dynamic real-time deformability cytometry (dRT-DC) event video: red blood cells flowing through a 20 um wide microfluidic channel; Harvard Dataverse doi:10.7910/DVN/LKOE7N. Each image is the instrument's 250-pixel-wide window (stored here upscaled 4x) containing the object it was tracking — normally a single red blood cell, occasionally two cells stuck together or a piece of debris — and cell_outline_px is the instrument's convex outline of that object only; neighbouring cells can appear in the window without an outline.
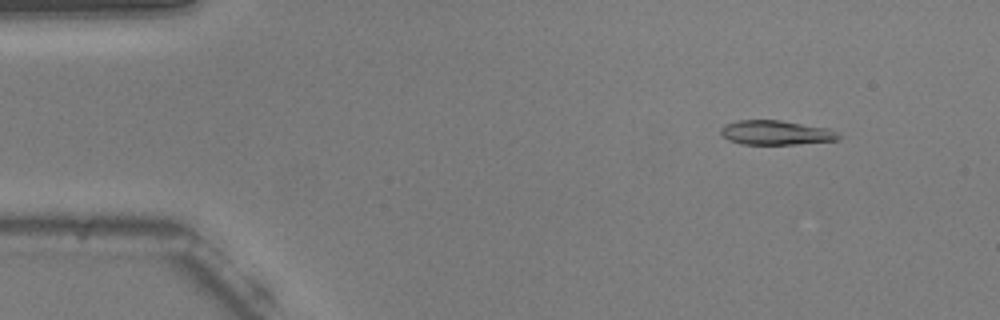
{"species": "common noctule bat (a hibernating species)", "species_latin": "Nyctalus noctula", "temperature_condition": "warm", "stored_images_in_passage": 53, "camera_frame_rate_fps": 3000, "um_per_image_px": 0.085, "animal": {"sex": "male", "body_mass_g": 20.5, "forearm_length_mm": 52.5}, "frame": {"image": 1, "passage_image": 5, "time_ms": 1.333, "image_size_px": [1000, 320], "cell_outline_px": [[840, 140], [796, 144], [740, 144], [728, 140], [720, 132], [720, 128], [724, 124], [740, 120], [780, 120], [828, 128], [836, 132], [840, 136]], "centroid_in_image_um": [65.94, 11.27], "position_along_channel_um": 19.1, "area_um2": 16.76}}
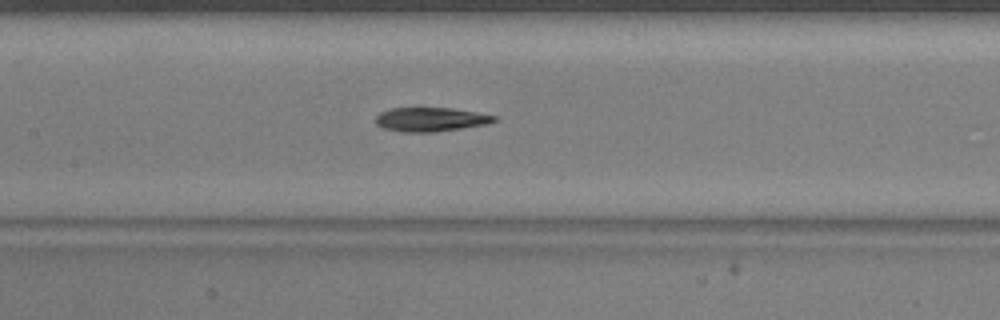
{"frame": {"image": 2, "passage_image": 24, "time_ms": 7.667, "image_size_px": [1000, 320], "cell_outline_px": [[496, 120], [488, 124], [464, 128], [436, 132], [400, 132], [380, 128], [376, 124], [376, 116], [380, 112], [388, 108], [452, 108], [476, 112], [496, 116]], "centroid_in_image_um": [36.57, 10.16], "position_along_channel_um": 170.8, "area_um2": 16.82}}
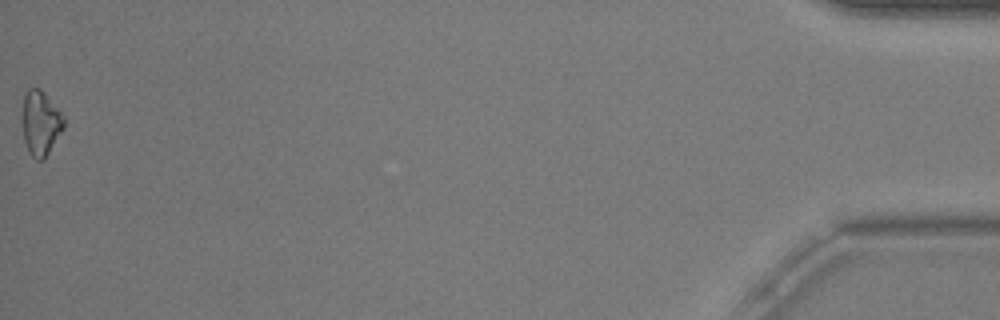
{"frame": {"image": 3, "passage_image": 53, "time_ms": 17.333, "image_size_px": [1000, 320], "cell_outline_px": [[64, 128], [44, 160], [36, 160], [32, 156], [24, 140], [20, 120], [24, 96], [28, 88], [40, 88], [44, 92], [64, 116]], "centroid_in_image_um": [3.43, 10.45], "position_along_channel_um": 431.8, "area_um2": 15.9}, "authors_computed_cell_mechanics": {"area_um2": 16.9932, "velocity_mm_per_s": 3.7563, "shape_relaxation_time_tau1_ms": 3.922, "shape_relaxation_time_tau2_ms": 6.6762, "deformation_change_tau1": 0.1384, "deformation_change_tau2": 0.1853}}